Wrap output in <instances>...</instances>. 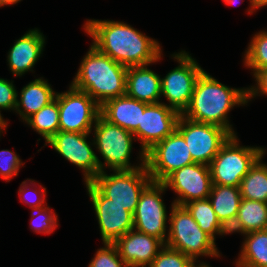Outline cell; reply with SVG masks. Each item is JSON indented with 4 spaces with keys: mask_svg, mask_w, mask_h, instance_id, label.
Here are the masks:
<instances>
[{
    "mask_svg": "<svg viewBox=\"0 0 267 267\" xmlns=\"http://www.w3.org/2000/svg\"><path fill=\"white\" fill-rule=\"evenodd\" d=\"M7 127V122L3 120V117L0 114V134L1 131H3V129H5Z\"/></svg>",
    "mask_w": 267,
    "mask_h": 267,
    "instance_id": "obj_39",
    "label": "cell"
},
{
    "mask_svg": "<svg viewBox=\"0 0 267 267\" xmlns=\"http://www.w3.org/2000/svg\"><path fill=\"white\" fill-rule=\"evenodd\" d=\"M244 58V64L252 68L254 74L267 68V31H260L255 34Z\"/></svg>",
    "mask_w": 267,
    "mask_h": 267,
    "instance_id": "obj_28",
    "label": "cell"
},
{
    "mask_svg": "<svg viewBox=\"0 0 267 267\" xmlns=\"http://www.w3.org/2000/svg\"><path fill=\"white\" fill-rule=\"evenodd\" d=\"M105 247L98 249L89 267H129L120 257L114 243H104Z\"/></svg>",
    "mask_w": 267,
    "mask_h": 267,
    "instance_id": "obj_30",
    "label": "cell"
},
{
    "mask_svg": "<svg viewBox=\"0 0 267 267\" xmlns=\"http://www.w3.org/2000/svg\"><path fill=\"white\" fill-rule=\"evenodd\" d=\"M45 44V38L38 29L29 30L18 39L8 54L9 68L15 76L32 71Z\"/></svg>",
    "mask_w": 267,
    "mask_h": 267,
    "instance_id": "obj_18",
    "label": "cell"
},
{
    "mask_svg": "<svg viewBox=\"0 0 267 267\" xmlns=\"http://www.w3.org/2000/svg\"><path fill=\"white\" fill-rule=\"evenodd\" d=\"M169 221L166 246L182 252L194 262L200 255L220 257L215 241L200 229L184 206L172 203Z\"/></svg>",
    "mask_w": 267,
    "mask_h": 267,
    "instance_id": "obj_4",
    "label": "cell"
},
{
    "mask_svg": "<svg viewBox=\"0 0 267 267\" xmlns=\"http://www.w3.org/2000/svg\"><path fill=\"white\" fill-rule=\"evenodd\" d=\"M127 68L91 45L71 85L102 106L109 99L125 95Z\"/></svg>",
    "mask_w": 267,
    "mask_h": 267,
    "instance_id": "obj_3",
    "label": "cell"
},
{
    "mask_svg": "<svg viewBox=\"0 0 267 267\" xmlns=\"http://www.w3.org/2000/svg\"><path fill=\"white\" fill-rule=\"evenodd\" d=\"M227 5H234L238 3L240 0H223Z\"/></svg>",
    "mask_w": 267,
    "mask_h": 267,
    "instance_id": "obj_40",
    "label": "cell"
},
{
    "mask_svg": "<svg viewBox=\"0 0 267 267\" xmlns=\"http://www.w3.org/2000/svg\"><path fill=\"white\" fill-rule=\"evenodd\" d=\"M25 122L43 136L47 142L59 131V109L57 100L54 99L37 113L29 117Z\"/></svg>",
    "mask_w": 267,
    "mask_h": 267,
    "instance_id": "obj_25",
    "label": "cell"
},
{
    "mask_svg": "<svg viewBox=\"0 0 267 267\" xmlns=\"http://www.w3.org/2000/svg\"><path fill=\"white\" fill-rule=\"evenodd\" d=\"M208 199L219 221L237 216L242 199L240 187L212 184Z\"/></svg>",
    "mask_w": 267,
    "mask_h": 267,
    "instance_id": "obj_23",
    "label": "cell"
},
{
    "mask_svg": "<svg viewBox=\"0 0 267 267\" xmlns=\"http://www.w3.org/2000/svg\"><path fill=\"white\" fill-rule=\"evenodd\" d=\"M162 182H151L141 193L133 214L134 229L157 237L166 243L167 211L161 193L166 190Z\"/></svg>",
    "mask_w": 267,
    "mask_h": 267,
    "instance_id": "obj_12",
    "label": "cell"
},
{
    "mask_svg": "<svg viewBox=\"0 0 267 267\" xmlns=\"http://www.w3.org/2000/svg\"><path fill=\"white\" fill-rule=\"evenodd\" d=\"M28 185L26 184V181H23L22 182V184H21V187L19 188V195H22L23 194V200L22 201H26L25 203L26 204H29V206L31 207V208H33V209H40V208H43V203H44V200H45V197L44 196H46L45 195V193H46V188H42L41 189V192H39V191H36V190H34L33 191V194L35 195V194H37V193H41L40 194V196L41 197H39L38 198V200L37 201H35L34 199H32V200H30V199H28V197H27V192H28V187H27ZM27 189V190H26ZM25 194V195H24ZM29 195V194H28ZM36 196V195H35ZM25 197H27V198H25ZM31 197V196H30ZM28 199V200H27Z\"/></svg>",
    "mask_w": 267,
    "mask_h": 267,
    "instance_id": "obj_36",
    "label": "cell"
},
{
    "mask_svg": "<svg viewBox=\"0 0 267 267\" xmlns=\"http://www.w3.org/2000/svg\"><path fill=\"white\" fill-rule=\"evenodd\" d=\"M251 3V9L248 10L249 14L253 13V10H255L256 8L259 9L262 6H267V0H250Z\"/></svg>",
    "mask_w": 267,
    "mask_h": 267,
    "instance_id": "obj_37",
    "label": "cell"
},
{
    "mask_svg": "<svg viewBox=\"0 0 267 267\" xmlns=\"http://www.w3.org/2000/svg\"><path fill=\"white\" fill-rule=\"evenodd\" d=\"M152 182L146 164L133 170L100 172L91 183L107 198L134 214L140 195Z\"/></svg>",
    "mask_w": 267,
    "mask_h": 267,
    "instance_id": "obj_6",
    "label": "cell"
},
{
    "mask_svg": "<svg viewBox=\"0 0 267 267\" xmlns=\"http://www.w3.org/2000/svg\"><path fill=\"white\" fill-rule=\"evenodd\" d=\"M89 133L58 131L46 143L66 160L81 168L85 183L91 182L102 172V162L87 142Z\"/></svg>",
    "mask_w": 267,
    "mask_h": 267,
    "instance_id": "obj_14",
    "label": "cell"
},
{
    "mask_svg": "<svg viewBox=\"0 0 267 267\" xmlns=\"http://www.w3.org/2000/svg\"><path fill=\"white\" fill-rule=\"evenodd\" d=\"M247 102V89L229 88L203 71L196 80L190 104L182 115L196 122L220 126L235 135L227 113L235 105Z\"/></svg>",
    "mask_w": 267,
    "mask_h": 267,
    "instance_id": "obj_2",
    "label": "cell"
},
{
    "mask_svg": "<svg viewBox=\"0 0 267 267\" xmlns=\"http://www.w3.org/2000/svg\"><path fill=\"white\" fill-rule=\"evenodd\" d=\"M260 157L241 180V198L267 203V164Z\"/></svg>",
    "mask_w": 267,
    "mask_h": 267,
    "instance_id": "obj_24",
    "label": "cell"
},
{
    "mask_svg": "<svg viewBox=\"0 0 267 267\" xmlns=\"http://www.w3.org/2000/svg\"><path fill=\"white\" fill-rule=\"evenodd\" d=\"M193 267H209V266L206 265V263H203V262H202V263H201L200 265H198V266H197V265L195 266V264H194Z\"/></svg>",
    "mask_w": 267,
    "mask_h": 267,
    "instance_id": "obj_41",
    "label": "cell"
},
{
    "mask_svg": "<svg viewBox=\"0 0 267 267\" xmlns=\"http://www.w3.org/2000/svg\"><path fill=\"white\" fill-rule=\"evenodd\" d=\"M85 184L96 212L103 243H115L134 228L133 214L105 197L91 182Z\"/></svg>",
    "mask_w": 267,
    "mask_h": 267,
    "instance_id": "obj_13",
    "label": "cell"
},
{
    "mask_svg": "<svg viewBox=\"0 0 267 267\" xmlns=\"http://www.w3.org/2000/svg\"><path fill=\"white\" fill-rule=\"evenodd\" d=\"M254 77L257 87L247 88V101L253 98V96L258 95V93L267 95V68L257 71Z\"/></svg>",
    "mask_w": 267,
    "mask_h": 267,
    "instance_id": "obj_35",
    "label": "cell"
},
{
    "mask_svg": "<svg viewBox=\"0 0 267 267\" xmlns=\"http://www.w3.org/2000/svg\"><path fill=\"white\" fill-rule=\"evenodd\" d=\"M21 159L10 150L0 151V176L2 179L10 181L12 176H17Z\"/></svg>",
    "mask_w": 267,
    "mask_h": 267,
    "instance_id": "obj_32",
    "label": "cell"
},
{
    "mask_svg": "<svg viewBox=\"0 0 267 267\" xmlns=\"http://www.w3.org/2000/svg\"><path fill=\"white\" fill-rule=\"evenodd\" d=\"M147 105L125 94L107 100L100 107V114L110 123L133 133L141 124V112Z\"/></svg>",
    "mask_w": 267,
    "mask_h": 267,
    "instance_id": "obj_19",
    "label": "cell"
},
{
    "mask_svg": "<svg viewBox=\"0 0 267 267\" xmlns=\"http://www.w3.org/2000/svg\"><path fill=\"white\" fill-rule=\"evenodd\" d=\"M193 163L189 148L176 129L145 153V164L153 182H163L175 170Z\"/></svg>",
    "mask_w": 267,
    "mask_h": 267,
    "instance_id": "obj_10",
    "label": "cell"
},
{
    "mask_svg": "<svg viewBox=\"0 0 267 267\" xmlns=\"http://www.w3.org/2000/svg\"><path fill=\"white\" fill-rule=\"evenodd\" d=\"M233 232H241V234L243 233L244 235L247 234L244 229L243 223L238 216H231L220 221L217 234L223 235Z\"/></svg>",
    "mask_w": 267,
    "mask_h": 267,
    "instance_id": "obj_34",
    "label": "cell"
},
{
    "mask_svg": "<svg viewBox=\"0 0 267 267\" xmlns=\"http://www.w3.org/2000/svg\"><path fill=\"white\" fill-rule=\"evenodd\" d=\"M173 57L180 65L161 78V95L168 99L170 108L183 114L190 104L196 80L204 70L185 51Z\"/></svg>",
    "mask_w": 267,
    "mask_h": 267,
    "instance_id": "obj_11",
    "label": "cell"
},
{
    "mask_svg": "<svg viewBox=\"0 0 267 267\" xmlns=\"http://www.w3.org/2000/svg\"><path fill=\"white\" fill-rule=\"evenodd\" d=\"M135 231V232H134ZM129 267H147L165 245L157 237L131 229L114 243Z\"/></svg>",
    "mask_w": 267,
    "mask_h": 267,
    "instance_id": "obj_17",
    "label": "cell"
},
{
    "mask_svg": "<svg viewBox=\"0 0 267 267\" xmlns=\"http://www.w3.org/2000/svg\"><path fill=\"white\" fill-rule=\"evenodd\" d=\"M180 114L165 103L148 104L141 112V124L133 132L141 141L140 158L145 160V153L156 143L164 140L175 129Z\"/></svg>",
    "mask_w": 267,
    "mask_h": 267,
    "instance_id": "obj_15",
    "label": "cell"
},
{
    "mask_svg": "<svg viewBox=\"0 0 267 267\" xmlns=\"http://www.w3.org/2000/svg\"><path fill=\"white\" fill-rule=\"evenodd\" d=\"M21 0H0V7L20 2Z\"/></svg>",
    "mask_w": 267,
    "mask_h": 267,
    "instance_id": "obj_38",
    "label": "cell"
},
{
    "mask_svg": "<svg viewBox=\"0 0 267 267\" xmlns=\"http://www.w3.org/2000/svg\"><path fill=\"white\" fill-rule=\"evenodd\" d=\"M264 153L260 147L240 146L236 134L231 135L209 165L212 184L240 187L243 177Z\"/></svg>",
    "mask_w": 267,
    "mask_h": 267,
    "instance_id": "obj_5",
    "label": "cell"
},
{
    "mask_svg": "<svg viewBox=\"0 0 267 267\" xmlns=\"http://www.w3.org/2000/svg\"><path fill=\"white\" fill-rule=\"evenodd\" d=\"M94 125V144L105 161V164H102V171L104 165L113 171L133 170L145 165V160L142 159L140 166L133 167L129 162L132 140L137 139L132 132L110 123L101 114Z\"/></svg>",
    "mask_w": 267,
    "mask_h": 267,
    "instance_id": "obj_7",
    "label": "cell"
},
{
    "mask_svg": "<svg viewBox=\"0 0 267 267\" xmlns=\"http://www.w3.org/2000/svg\"><path fill=\"white\" fill-rule=\"evenodd\" d=\"M197 222L201 230L208 234L215 241V234L218 233L219 219L213 210L210 200H193L183 205Z\"/></svg>",
    "mask_w": 267,
    "mask_h": 267,
    "instance_id": "obj_27",
    "label": "cell"
},
{
    "mask_svg": "<svg viewBox=\"0 0 267 267\" xmlns=\"http://www.w3.org/2000/svg\"><path fill=\"white\" fill-rule=\"evenodd\" d=\"M237 216L246 233L267 229V203L242 198Z\"/></svg>",
    "mask_w": 267,
    "mask_h": 267,
    "instance_id": "obj_26",
    "label": "cell"
},
{
    "mask_svg": "<svg viewBox=\"0 0 267 267\" xmlns=\"http://www.w3.org/2000/svg\"><path fill=\"white\" fill-rule=\"evenodd\" d=\"M17 97L18 93L13 83L9 82L7 79L0 78V109L15 110Z\"/></svg>",
    "mask_w": 267,
    "mask_h": 267,
    "instance_id": "obj_33",
    "label": "cell"
},
{
    "mask_svg": "<svg viewBox=\"0 0 267 267\" xmlns=\"http://www.w3.org/2000/svg\"><path fill=\"white\" fill-rule=\"evenodd\" d=\"M84 29L99 51L126 67L148 66L161 58L157 41L124 22L88 20Z\"/></svg>",
    "mask_w": 267,
    "mask_h": 267,
    "instance_id": "obj_1",
    "label": "cell"
},
{
    "mask_svg": "<svg viewBox=\"0 0 267 267\" xmlns=\"http://www.w3.org/2000/svg\"><path fill=\"white\" fill-rule=\"evenodd\" d=\"M56 92L53 91L47 81L42 78L35 79L21 90L20 100L17 99L16 112L26 121L41 108L55 99ZM22 107V109H21Z\"/></svg>",
    "mask_w": 267,
    "mask_h": 267,
    "instance_id": "obj_21",
    "label": "cell"
},
{
    "mask_svg": "<svg viewBox=\"0 0 267 267\" xmlns=\"http://www.w3.org/2000/svg\"><path fill=\"white\" fill-rule=\"evenodd\" d=\"M55 99L58 102L60 131L91 133L101 107L93 98L70 85L68 91L56 93Z\"/></svg>",
    "mask_w": 267,
    "mask_h": 267,
    "instance_id": "obj_9",
    "label": "cell"
},
{
    "mask_svg": "<svg viewBox=\"0 0 267 267\" xmlns=\"http://www.w3.org/2000/svg\"><path fill=\"white\" fill-rule=\"evenodd\" d=\"M237 267H267V229L246 234Z\"/></svg>",
    "mask_w": 267,
    "mask_h": 267,
    "instance_id": "obj_22",
    "label": "cell"
},
{
    "mask_svg": "<svg viewBox=\"0 0 267 267\" xmlns=\"http://www.w3.org/2000/svg\"><path fill=\"white\" fill-rule=\"evenodd\" d=\"M33 211L34 213L32 214V219L35 215H40L38 216L39 221L36 219L35 222L33 220L30 224L33 225L31 226V229H33L35 232L50 234L58 226L57 216L54 212H52V210L49 209V207L34 209ZM35 211L37 212V214H35Z\"/></svg>",
    "mask_w": 267,
    "mask_h": 267,
    "instance_id": "obj_31",
    "label": "cell"
},
{
    "mask_svg": "<svg viewBox=\"0 0 267 267\" xmlns=\"http://www.w3.org/2000/svg\"><path fill=\"white\" fill-rule=\"evenodd\" d=\"M179 195L173 204H184L199 199H207L211 192L212 178L210 167L206 164L193 163L175 170L163 182Z\"/></svg>",
    "mask_w": 267,
    "mask_h": 267,
    "instance_id": "obj_16",
    "label": "cell"
},
{
    "mask_svg": "<svg viewBox=\"0 0 267 267\" xmlns=\"http://www.w3.org/2000/svg\"><path fill=\"white\" fill-rule=\"evenodd\" d=\"M176 130L183 136L195 163L210 165L231 134L224 128L190 120L180 114Z\"/></svg>",
    "mask_w": 267,
    "mask_h": 267,
    "instance_id": "obj_8",
    "label": "cell"
},
{
    "mask_svg": "<svg viewBox=\"0 0 267 267\" xmlns=\"http://www.w3.org/2000/svg\"><path fill=\"white\" fill-rule=\"evenodd\" d=\"M194 264L187 255L164 245L148 267H192Z\"/></svg>",
    "mask_w": 267,
    "mask_h": 267,
    "instance_id": "obj_29",
    "label": "cell"
},
{
    "mask_svg": "<svg viewBox=\"0 0 267 267\" xmlns=\"http://www.w3.org/2000/svg\"><path fill=\"white\" fill-rule=\"evenodd\" d=\"M126 95L147 104L158 103L161 97V78L145 66L127 68Z\"/></svg>",
    "mask_w": 267,
    "mask_h": 267,
    "instance_id": "obj_20",
    "label": "cell"
}]
</instances>
